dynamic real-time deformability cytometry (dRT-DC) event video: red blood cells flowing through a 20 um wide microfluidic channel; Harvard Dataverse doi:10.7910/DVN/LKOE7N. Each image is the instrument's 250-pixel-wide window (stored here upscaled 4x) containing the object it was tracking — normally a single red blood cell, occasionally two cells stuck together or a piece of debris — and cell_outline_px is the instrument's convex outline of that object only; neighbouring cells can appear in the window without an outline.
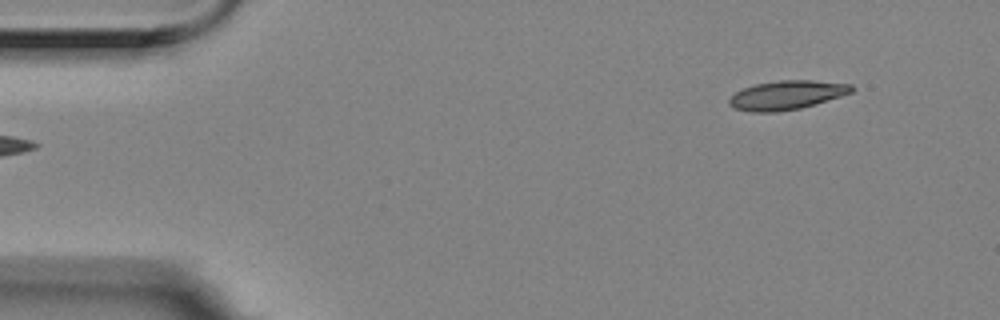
{"species": "Egyptian fruit bat (a non-hibernating species)", "species_latin": "Rousettus aegyptiacus", "temperature_condition": "room temperature", "stored_images_in_passage": 5, "segment_of_instrument_passage": [2, 2], "camera_frame_rate_fps": 3000, "um_per_image_px": 0.085, "animal": {"sex": "female"}, "frame": {"image": 1, "passage_image": 5, "time_ms": 1.333, "image_size_px": [1000, 320], "cell_outline_px": [[856, 88], [852, 92], [840, 96], [800, 108], [776, 112], [752, 112], [736, 108], [728, 104], [728, 100], [736, 92], [744, 88], [756, 84], [780, 80], [812, 80], [852, 84]], "centroid_in_image_um": [66.89, 8.07], "position_along_channel_um": 18.1, "area_um2": 20.46}}